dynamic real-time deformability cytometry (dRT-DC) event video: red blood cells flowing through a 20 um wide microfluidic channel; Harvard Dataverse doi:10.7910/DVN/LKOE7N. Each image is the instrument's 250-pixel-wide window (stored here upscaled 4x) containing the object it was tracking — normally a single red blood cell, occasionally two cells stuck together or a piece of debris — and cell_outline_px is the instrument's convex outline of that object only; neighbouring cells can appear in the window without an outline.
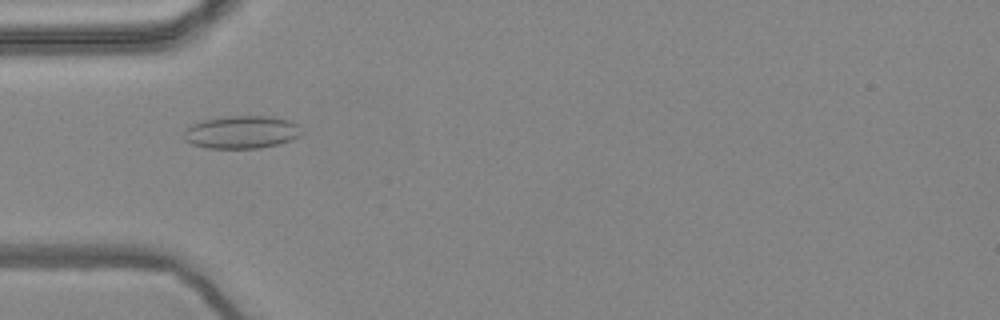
{"species": "common noctule bat (a hibernating species)", "species_latin": "Nyctalus noctula", "temperature_condition": "warm", "stored_images_in_passage": 36, "camera_frame_rate_fps": 3000, "um_per_image_px": 0.085, "animal": {"sex": "female", "body_mass_g": 24.6, "forearm_length_mm": 56.2}, "frame": {"image": 1, "passage_image": 8, "time_ms": 2.333, "image_size_px": [1000, 320], "cell_outline_px": [[300, 136], [292, 140], [260, 148], [208, 148], [192, 144], [184, 140], [184, 128], [192, 124], [204, 120], [232, 116], [272, 116], [288, 120], [296, 124], [300, 132]], "centroid_in_image_um": [20.5, 11.23], "position_along_channel_um": 64.5, "area_um2": 22.31}}
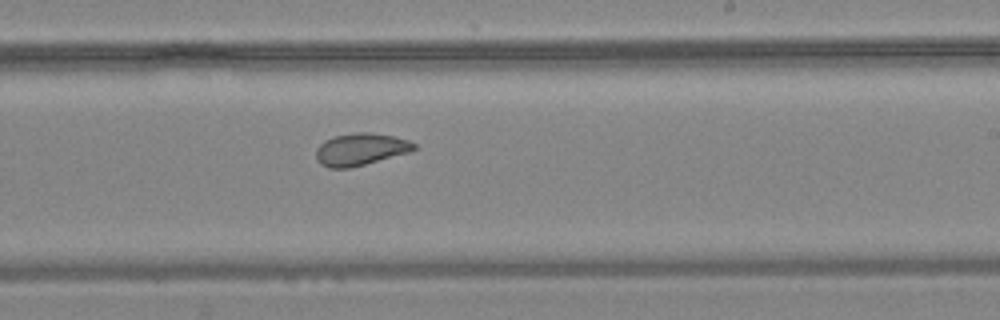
{"frame": {"image": 2, "passage_image": 24, "time_ms": 7.667, "image_size_px": [1000, 320], "cell_outline_px": [[416, 148], [412, 152], [348, 168], [328, 168], [320, 164], [316, 160], [316, 148], [324, 140], [336, 136], [356, 132], [372, 132], [392, 136], [408, 140], [416, 144]], "centroid_in_image_um": [30.64, 12.69], "position_along_channel_um": 258.4, "area_um2": 18.44}}
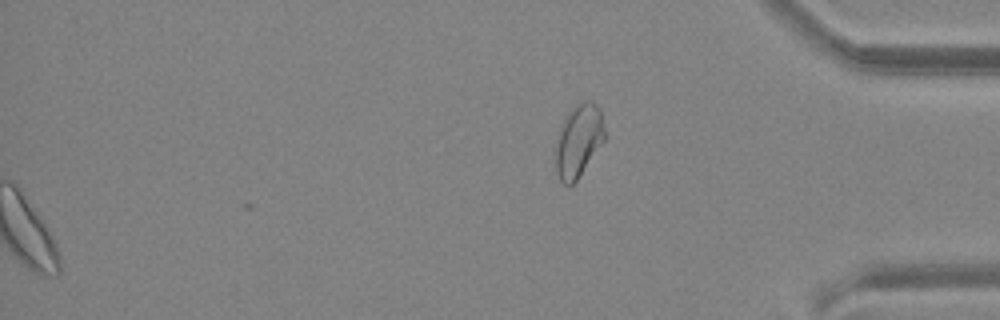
{"frame": {"image": 3, "passage_image": 36, "time_ms": 11.667, "image_size_px": [1000, 320], "cell_outline_px": [[604, 140], [576, 180], [568, 188], [560, 180], [556, 168], [556, 144], [564, 120], [572, 108], [580, 100], [592, 100], [600, 108], [604, 124]], "centroid_in_image_um": [49.19, 11.93], "position_along_channel_um": 386.0, "area_um2": 20.4}, "authors_computed_cell_mechanics": {"area_um2": 18.6116, "velocity_mm_per_s": 3.6347, "shape_relaxation_time_tau1_ms": null, "shape_relaxation_time_tau2_ms": 1.1949, "deformation_change_tau1": null, "deformation_change_tau2": 0.0623}}